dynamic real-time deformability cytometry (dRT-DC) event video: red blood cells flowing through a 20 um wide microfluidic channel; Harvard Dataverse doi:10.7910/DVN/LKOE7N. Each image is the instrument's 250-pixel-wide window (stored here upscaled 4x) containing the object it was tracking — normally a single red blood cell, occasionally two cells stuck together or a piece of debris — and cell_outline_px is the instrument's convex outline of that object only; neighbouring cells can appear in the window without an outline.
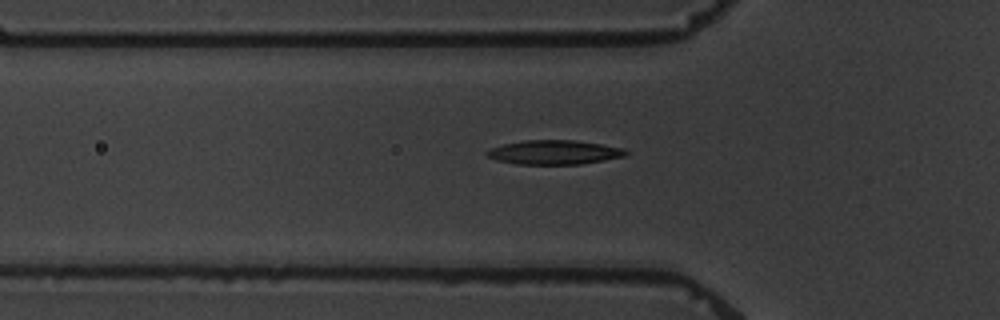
{"species": "common noctule bat (a hibernating species)", "species_latin": "Nyctalus noctula", "temperature_condition": "warm", "stored_images_in_passage": 7, "camera_frame_rate_fps": 3000, "um_per_image_px": 0.085, "animal": {"sex": "male", "body_mass_g": 19.5, "forearm_length_mm": 54.6}, "frame": {"image": 1, "passage_image": 7, "time_ms": 10.0, "image_size_px": [1000, 320], "cell_outline_px": [[628, 152], [624, 156], [604, 160], [580, 164], [516, 164], [496, 160], [488, 156], [484, 152], [488, 148], [504, 144], [524, 140], [576, 140], [624, 148]], "centroid_in_image_um": [47.07, 12.94], "position_along_channel_um": 78.7, "area_um2": 19.59}}